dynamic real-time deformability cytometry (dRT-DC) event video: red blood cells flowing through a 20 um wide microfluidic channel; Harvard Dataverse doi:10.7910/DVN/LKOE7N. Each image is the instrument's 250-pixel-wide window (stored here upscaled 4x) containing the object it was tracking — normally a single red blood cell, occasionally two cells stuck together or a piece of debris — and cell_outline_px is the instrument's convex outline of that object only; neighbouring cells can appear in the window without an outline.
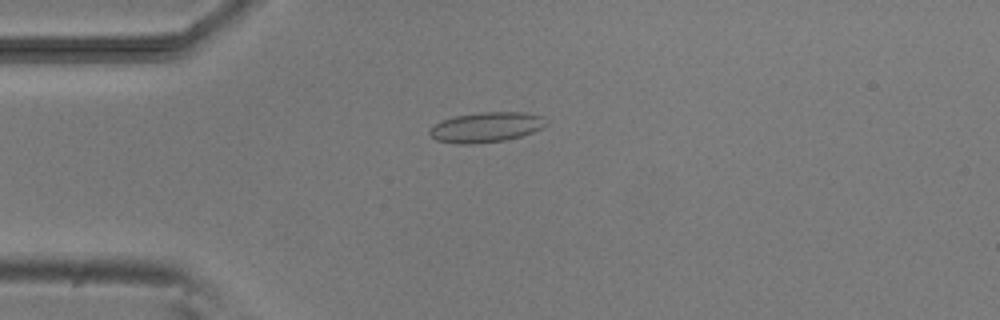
{"species": "common noctule bat (a hibernating species)", "species_latin": "Nyctalus noctula", "temperature_condition": "room temperature", "stored_images_in_passage": 3, "camera_frame_rate_fps": 3000, "um_per_image_px": 0.085, "animal": {"sex": "male", "body_mass_g": 20.5, "forearm_length_mm": 52.5}, "frame": {"image": 1, "passage_image": 1, "time_ms": 0.0, "image_size_px": [1000, 320], "cell_outline_px": [[548, 124], [532, 132], [520, 136], [504, 140], [472, 144], [456, 144], [436, 140], [428, 132], [428, 128], [440, 120], [456, 116], [480, 112], [524, 112], [544, 116]], "centroid_in_image_um": [41.29, 10.8], "position_along_channel_um": 43.7, "area_um2": 20.52}}